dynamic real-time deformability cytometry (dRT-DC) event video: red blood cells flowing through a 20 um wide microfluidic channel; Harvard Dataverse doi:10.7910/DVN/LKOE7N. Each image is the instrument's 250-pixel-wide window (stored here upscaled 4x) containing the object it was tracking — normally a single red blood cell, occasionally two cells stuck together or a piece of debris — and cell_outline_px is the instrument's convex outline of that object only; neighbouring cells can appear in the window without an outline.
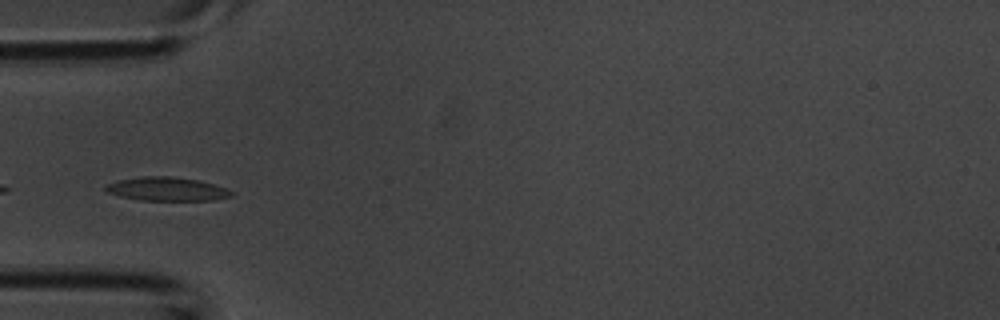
{"species": "common noctule bat (a hibernating species)", "species_latin": "Nyctalus noctula", "temperature_condition": "room temperature", "stored_images_in_passage": 22, "camera_frame_rate_fps": 3000, "um_per_image_px": 0.085, "animal": {"sex": "male", "body_mass_g": 20.1, "forearm_length_mm": 53.5}, "frame": {"image": 1, "passage_image": 10, "time_ms": 3.0, "image_size_px": [1000, 320], "cell_outline_px": [[232, 196], [212, 200], [140, 200], [120, 196], [108, 192], [104, 188], [104, 184], [116, 180], [144, 176], [172, 176], [196, 180], [212, 184], [224, 188], [232, 192]], "centroid_in_image_um": [14.1, 16.06], "position_along_channel_um": 70.9, "area_um2": 17.17}}